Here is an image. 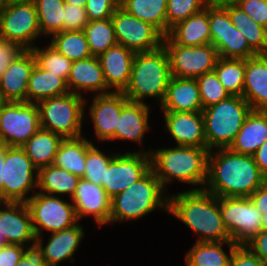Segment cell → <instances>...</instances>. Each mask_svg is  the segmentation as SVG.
<instances>
[{
    "label": "cell",
    "mask_w": 267,
    "mask_h": 266,
    "mask_svg": "<svg viewBox=\"0 0 267 266\" xmlns=\"http://www.w3.org/2000/svg\"><path fill=\"white\" fill-rule=\"evenodd\" d=\"M42 37L49 39L63 31L64 0H35Z\"/></svg>",
    "instance_id": "74e56055"
},
{
    "label": "cell",
    "mask_w": 267,
    "mask_h": 266,
    "mask_svg": "<svg viewBox=\"0 0 267 266\" xmlns=\"http://www.w3.org/2000/svg\"><path fill=\"white\" fill-rule=\"evenodd\" d=\"M40 128L37 103L8 101L0 109V145L22 147Z\"/></svg>",
    "instance_id": "8fae6325"
},
{
    "label": "cell",
    "mask_w": 267,
    "mask_h": 266,
    "mask_svg": "<svg viewBox=\"0 0 267 266\" xmlns=\"http://www.w3.org/2000/svg\"><path fill=\"white\" fill-rule=\"evenodd\" d=\"M253 157L260 172L267 179V140L257 149Z\"/></svg>",
    "instance_id": "db71d44e"
},
{
    "label": "cell",
    "mask_w": 267,
    "mask_h": 266,
    "mask_svg": "<svg viewBox=\"0 0 267 266\" xmlns=\"http://www.w3.org/2000/svg\"><path fill=\"white\" fill-rule=\"evenodd\" d=\"M80 177L55 165L38 170L37 192L58 196L68 195L70 199L76 191Z\"/></svg>",
    "instance_id": "d6a6232c"
},
{
    "label": "cell",
    "mask_w": 267,
    "mask_h": 266,
    "mask_svg": "<svg viewBox=\"0 0 267 266\" xmlns=\"http://www.w3.org/2000/svg\"><path fill=\"white\" fill-rule=\"evenodd\" d=\"M135 53L116 44L98 56L105 81L111 92H124L132 71Z\"/></svg>",
    "instance_id": "603a6c76"
},
{
    "label": "cell",
    "mask_w": 267,
    "mask_h": 266,
    "mask_svg": "<svg viewBox=\"0 0 267 266\" xmlns=\"http://www.w3.org/2000/svg\"><path fill=\"white\" fill-rule=\"evenodd\" d=\"M36 45L32 51L35 55L37 64L44 70L61 77L67 82L70 73L72 61L62 55L54 46L49 42L46 47L39 48Z\"/></svg>",
    "instance_id": "60d3db41"
},
{
    "label": "cell",
    "mask_w": 267,
    "mask_h": 266,
    "mask_svg": "<svg viewBox=\"0 0 267 266\" xmlns=\"http://www.w3.org/2000/svg\"><path fill=\"white\" fill-rule=\"evenodd\" d=\"M266 181L253 156L238 154L229 148L209 152L204 189L213 195L250 197Z\"/></svg>",
    "instance_id": "6da1fadb"
},
{
    "label": "cell",
    "mask_w": 267,
    "mask_h": 266,
    "mask_svg": "<svg viewBox=\"0 0 267 266\" xmlns=\"http://www.w3.org/2000/svg\"><path fill=\"white\" fill-rule=\"evenodd\" d=\"M250 199L258 210H267V181L250 196Z\"/></svg>",
    "instance_id": "11a10c76"
},
{
    "label": "cell",
    "mask_w": 267,
    "mask_h": 266,
    "mask_svg": "<svg viewBox=\"0 0 267 266\" xmlns=\"http://www.w3.org/2000/svg\"><path fill=\"white\" fill-rule=\"evenodd\" d=\"M6 245H8L7 241H6L5 237L3 236V234L0 231V247L6 246Z\"/></svg>",
    "instance_id": "6125c7cd"
},
{
    "label": "cell",
    "mask_w": 267,
    "mask_h": 266,
    "mask_svg": "<svg viewBox=\"0 0 267 266\" xmlns=\"http://www.w3.org/2000/svg\"><path fill=\"white\" fill-rule=\"evenodd\" d=\"M8 101L4 98L2 90L0 88V109L7 103Z\"/></svg>",
    "instance_id": "94428289"
},
{
    "label": "cell",
    "mask_w": 267,
    "mask_h": 266,
    "mask_svg": "<svg viewBox=\"0 0 267 266\" xmlns=\"http://www.w3.org/2000/svg\"><path fill=\"white\" fill-rule=\"evenodd\" d=\"M159 108L172 112L203 111L196 79L171 77L166 96Z\"/></svg>",
    "instance_id": "4316f807"
},
{
    "label": "cell",
    "mask_w": 267,
    "mask_h": 266,
    "mask_svg": "<svg viewBox=\"0 0 267 266\" xmlns=\"http://www.w3.org/2000/svg\"><path fill=\"white\" fill-rule=\"evenodd\" d=\"M65 3L86 7L87 0H64Z\"/></svg>",
    "instance_id": "680465c9"
},
{
    "label": "cell",
    "mask_w": 267,
    "mask_h": 266,
    "mask_svg": "<svg viewBox=\"0 0 267 266\" xmlns=\"http://www.w3.org/2000/svg\"><path fill=\"white\" fill-rule=\"evenodd\" d=\"M120 0H87L86 12L89 21L111 18L119 7Z\"/></svg>",
    "instance_id": "bcb514c9"
},
{
    "label": "cell",
    "mask_w": 267,
    "mask_h": 266,
    "mask_svg": "<svg viewBox=\"0 0 267 266\" xmlns=\"http://www.w3.org/2000/svg\"><path fill=\"white\" fill-rule=\"evenodd\" d=\"M231 23L246 38L249 46L257 54H267V29L255 22L237 5L228 6Z\"/></svg>",
    "instance_id": "d590c367"
},
{
    "label": "cell",
    "mask_w": 267,
    "mask_h": 266,
    "mask_svg": "<svg viewBox=\"0 0 267 266\" xmlns=\"http://www.w3.org/2000/svg\"><path fill=\"white\" fill-rule=\"evenodd\" d=\"M42 38L34 2L11 0L0 10V37L32 50Z\"/></svg>",
    "instance_id": "9c48e42d"
},
{
    "label": "cell",
    "mask_w": 267,
    "mask_h": 266,
    "mask_svg": "<svg viewBox=\"0 0 267 266\" xmlns=\"http://www.w3.org/2000/svg\"><path fill=\"white\" fill-rule=\"evenodd\" d=\"M150 154V169L160 180L164 190L168 191L170 182H181L193 186L191 190L204 189L207 180L208 155L207 147L172 146L160 149L143 148ZM195 186V187H194Z\"/></svg>",
    "instance_id": "3957f363"
},
{
    "label": "cell",
    "mask_w": 267,
    "mask_h": 266,
    "mask_svg": "<svg viewBox=\"0 0 267 266\" xmlns=\"http://www.w3.org/2000/svg\"><path fill=\"white\" fill-rule=\"evenodd\" d=\"M24 246L8 244L0 247V266H16L23 256Z\"/></svg>",
    "instance_id": "816d5d0a"
},
{
    "label": "cell",
    "mask_w": 267,
    "mask_h": 266,
    "mask_svg": "<svg viewBox=\"0 0 267 266\" xmlns=\"http://www.w3.org/2000/svg\"><path fill=\"white\" fill-rule=\"evenodd\" d=\"M243 0H210L208 3L216 7H228L238 5Z\"/></svg>",
    "instance_id": "9f6ffc18"
},
{
    "label": "cell",
    "mask_w": 267,
    "mask_h": 266,
    "mask_svg": "<svg viewBox=\"0 0 267 266\" xmlns=\"http://www.w3.org/2000/svg\"><path fill=\"white\" fill-rule=\"evenodd\" d=\"M5 145H0V201L2 202V184H3V167H4V161H5Z\"/></svg>",
    "instance_id": "6f0895ef"
},
{
    "label": "cell",
    "mask_w": 267,
    "mask_h": 266,
    "mask_svg": "<svg viewBox=\"0 0 267 266\" xmlns=\"http://www.w3.org/2000/svg\"><path fill=\"white\" fill-rule=\"evenodd\" d=\"M211 44L219 57L247 59L258 55L248 44L244 35L231 23L227 7L208 3Z\"/></svg>",
    "instance_id": "4fadbf2b"
},
{
    "label": "cell",
    "mask_w": 267,
    "mask_h": 266,
    "mask_svg": "<svg viewBox=\"0 0 267 266\" xmlns=\"http://www.w3.org/2000/svg\"><path fill=\"white\" fill-rule=\"evenodd\" d=\"M24 50L18 43L0 37V78L7 67Z\"/></svg>",
    "instance_id": "c3c4849f"
},
{
    "label": "cell",
    "mask_w": 267,
    "mask_h": 266,
    "mask_svg": "<svg viewBox=\"0 0 267 266\" xmlns=\"http://www.w3.org/2000/svg\"><path fill=\"white\" fill-rule=\"evenodd\" d=\"M86 97L67 93L47 98L37 103L41 128L49 130L65 138L83 136V122L88 114ZM85 117V118H84Z\"/></svg>",
    "instance_id": "52a82bcc"
},
{
    "label": "cell",
    "mask_w": 267,
    "mask_h": 266,
    "mask_svg": "<svg viewBox=\"0 0 267 266\" xmlns=\"http://www.w3.org/2000/svg\"><path fill=\"white\" fill-rule=\"evenodd\" d=\"M169 194L150 169L137 182L111 199L109 225L138 221L157 209L168 213Z\"/></svg>",
    "instance_id": "277c9868"
},
{
    "label": "cell",
    "mask_w": 267,
    "mask_h": 266,
    "mask_svg": "<svg viewBox=\"0 0 267 266\" xmlns=\"http://www.w3.org/2000/svg\"><path fill=\"white\" fill-rule=\"evenodd\" d=\"M251 110L250 104L241 96H230L204 108L207 148L210 151L229 148Z\"/></svg>",
    "instance_id": "8992f818"
},
{
    "label": "cell",
    "mask_w": 267,
    "mask_h": 266,
    "mask_svg": "<svg viewBox=\"0 0 267 266\" xmlns=\"http://www.w3.org/2000/svg\"><path fill=\"white\" fill-rule=\"evenodd\" d=\"M69 201L62 197L36 192L26 202L36 237L43 236L44 231L50 233L61 231L79 222L75 207L71 199Z\"/></svg>",
    "instance_id": "30bf717a"
},
{
    "label": "cell",
    "mask_w": 267,
    "mask_h": 266,
    "mask_svg": "<svg viewBox=\"0 0 267 266\" xmlns=\"http://www.w3.org/2000/svg\"><path fill=\"white\" fill-rule=\"evenodd\" d=\"M50 39L49 43L72 62L92 56L84 31H62Z\"/></svg>",
    "instance_id": "f35d334b"
},
{
    "label": "cell",
    "mask_w": 267,
    "mask_h": 266,
    "mask_svg": "<svg viewBox=\"0 0 267 266\" xmlns=\"http://www.w3.org/2000/svg\"><path fill=\"white\" fill-rule=\"evenodd\" d=\"M207 4L206 0H167V34L171 27L191 15L201 12Z\"/></svg>",
    "instance_id": "ee69618b"
},
{
    "label": "cell",
    "mask_w": 267,
    "mask_h": 266,
    "mask_svg": "<svg viewBox=\"0 0 267 266\" xmlns=\"http://www.w3.org/2000/svg\"><path fill=\"white\" fill-rule=\"evenodd\" d=\"M230 266H266L265 263L253 254L245 245H238L230 259Z\"/></svg>",
    "instance_id": "681fc988"
},
{
    "label": "cell",
    "mask_w": 267,
    "mask_h": 266,
    "mask_svg": "<svg viewBox=\"0 0 267 266\" xmlns=\"http://www.w3.org/2000/svg\"><path fill=\"white\" fill-rule=\"evenodd\" d=\"M163 43H176L183 46H196L211 43L208 4L196 14L180 21L170 28Z\"/></svg>",
    "instance_id": "83f0119b"
},
{
    "label": "cell",
    "mask_w": 267,
    "mask_h": 266,
    "mask_svg": "<svg viewBox=\"0 0 267 266\" xmlns=\"http://www.w3.org/2000/svg\"><path fill=\"white\" fill-rule=\"evenodd\" d=\"M10 1L11 0H0V5L3 7L4 5H6Z\"/></svg>",
    "instance_id": "be15d7a7"
},
{
    "label": "cell",
    "mask_w": 267,
    "mask_h": 266,
    "mask_svg": "<svg viewBox=\"0 0 267 266\" xmlns=\"http://www.w3.org/2000/svg\"><path fill=\"white\" fill-rule=\"evenodd\" d=\"M150 170V154L144 151L117 152L110 161L102 187L112 199Z\"/></svg>",
    "instance_id": "2e32d148"
},
{
    "label": "cell",
    "mask_w": 267,
    "mask_h": 266,
    "mask_svg": "<svg viewBox=\"0 0 267 266\" xmlns=\"http://www.w3.org/2000/svg\"><path fill=\"white\" fill-rule=\"evenodd\" d=\"M237 6L267 29V0H243Z\"/></svg>",
    "instance_id": "7dc6e473"
},
{
    "label": "cell",
    "mask_w": 267,
    "mask_h": 266,
    "mask_svg": "<svg viewBox=\"0 0 267 266\" xmlns=\"http://www.w3.org/2000/svg\"><path fill=\"white\" fill-rule=\"evenodd\" d=\"M71 202L79 222L92 217L98 227L109 224L111 198L102 186L80 178Z\"/></svg>",
    "instance_id": "ac0fdd59"
},
{
    "label": "cell",
    "mask_w": 267,
    "mask_h": 266,
    "mask_svg": "<svg viewBox=\"0 0 267 266\" xmlns=\"http://www.w3.org/2000/svg\"><path fill=\"white\" fill-rule=\"evenodd\" d=\"M242 97L252 110L267 111V54L246 59Z\"/></svg>",
    "instance_id": "484cf974"
},
{
    "label": "cell",
    "mask_w": 267,
    "mask_h": 266,
    "mask_svg": "<svg viewBox=\"0 0 267 266\" xmlns=\"http://www.w3.org/2000/svg\"><path fill=\"white\" fill-rule=\"evenodd\" d=\"M16 266H47L37 243L24 246L23 256Z\"/></svg>",
    "instance_id": "f907efd6"
},
{
    "label": "cell",
    "mask_w": 267,
    "mask_h": 266,
    "mask_svg": "<svg viewBox=\"0 0 267 266\" xmlns=\"http://www.w3.org/2000/svg\"><path fill=\"white\" fill-rule=\"evenodd\" d=\"M32 50H24L0 78V88L7 101L26 102L28 81L36 65Z\"/></svg>",
    "instance_id": "d4e9b609"
},
{
    "label": "cell",
    "mask_w": 267,
    "mask_h": 266,
    "mask_svg": "<svg viewBox=\"0 0 267 266\" xmlns=\"http://www.w3.org/2000/svg\"><path fill=\"white\" fill-rule=\"evenodd\" d=\"M119 6L140 20L155 26L167 35V0H120Z\"/></svg>",
    "instance_id": "e575fe53"
},
{
    "label": "cell",
    "mask_w": 267,
    "mask_h": 266,
    "mask_svg": "<svg viewBox=\"0 0 267 266\" xmlns=\"http://www.w3.org/2000/svg\"><path fill=\"white\" fill-rule=\"evenodd\" d=\"M117 153L106 154L99 147L92 143L87 148L85 172L83 179L90 181L96 185L102 186V180L105 176V169H108L110 161Z\"/></svg>",
    "instance_id": "b9f144b4"
},
{
    "label": "cell",
    "mask_w": 267,
    "mask_h": 266,
    "mask_svg": "<svg viewBox=\"0 0 267 266\" xmlns=\"http://www.w3.org/2000/svg\"><path fill=\"white\" fill-rule=\"evenodd\" d=\"M0 231L7 244L26 247L36 243L32 217L26 203L0 201Z\"/></svg>",
    "instance_id": "d6986e66"
},
{
    "label": "cell",
    "mask_w": 267,
    "mask_h": 266,
    "mask_svg": "<svg viewBox=\"0 0 267 266\" xmlns=\"http://www.w3.org/2000/svg\"><path fill=\"white\" fill-rule=\"evenodd\" d=\"M262 214V229L267 230V210H259Z\"/></svg>",
    "instance_id": "91938a15"
},
{
    "label": "cell",
    "mask_w": 267,
    "mask_h": 266,
    "mask_svg": "<svg viewBox=\"0 0 267 266\" xmlns=\"http://www.w3.org/2000/svg\"><path fill=\"white\" fill-rule=\"evenodd\" d=\"M150 106L148 103L127 101L121 110L115 134L108 140L131 141L140 145L150 128ZM148 132V133H147Z\"/></svg>",
    "instance_id": "cb8c5ba5"
},
{
    "label": "cell",
    "mask_w": 267,
    "mask_h": 266,
    "mask_svg": "<svg viewBox=\"0 0 267 266\" xmlns=\"http://www.w3.org/2000/svg\"><path fill=\"white\" fill-rule=\"evenodd\" d=\"M166 49L172 77L196 79L214 71L219 58L217 49L211 44L183 46L176 43H163Z\"/></svg>",
    "instance_id": "9a60e30c"
},
{
    "label": "cell",
    "mask_w": 267,
    "mask_h": 266,
    "mask_svg": "<svg viewBox=\"0 0 267 266\" xmlns=\"http://www.w3.org/2000/svg\"><path fill=\"white\" fill-rule=\"evenodd\" d=\"M164 131L178 146L207 147L204 118L200 112L162 111Z\"/></svg>",
    "instance_id": "ffe728a7"
},
{
    "label": "cell",
    "mask_w": 267,
    "mask_h": 266,
    "mask_svg": "<svg viewBox=\"0 0 267 266\" xmlns=\"http://www.w3.org/2000/svg\"><path fill=\"white\" fill-rule=\"evenodd\" d=\"M111 19L117 44L135 54L153 51L163 45L164 35L155 26L134 17L120 6Z\"/></svg>",
    "instance_id": "5bb4252c"
},
{
    "label": "cell",
    "mask_w": 267,
    "mask_h": 266,
    "mask_svg": "<svg viewBox=\"0 0 267 266\" xmlns=\"http://www.w3.org/2000/svg\"><path fill=\"white\" fill-rule=\"evenodd\" d=\"M127 101L128 98L123 92L93 95L87 117H90L93 123L94 136L100 141L99 143L108 142L115 134L118 118Z\"/></svg>",
    "instance_id": "e0dca14e"
},
{
    "label": "cell",
    "mask_w": 267,
    "mask_h": 266,
    "mask_svg": "<svg viewBox=\"0 0 267 266\" xmlns=\"http://www.w3.org/2000/svg\"><path fill=\"white\" fill-rule=\"evenodd\" d=\"M84 136L63 139L53 165L83 178L87 148L93 143V140H88Z\"/></svg>",
    "instance_id": "836d02e7"
},
{
    "label": "cell",
    "mask_w": 267,
    "mask_h": 266,
    "mask_svg": "<svg viewBox=\"0 0 267 266\" xmlns=\"http://www.w3.org/2000/svg\"><path fill=\"white\" fill-rule=\"evenodd\" d=\"M85 235L83 225H73L67 229L49 233L48 242L44 244V236L36 237L47 266H58L65 260L75 262V252L79 249Z\"/></svg>",
    "instance_id": "44dd1931"
},
{
    "label": "cell",
    "mask_w": 267,
    "mask_h": 266,
    "mask_svg": "<svg viewBox=\"0 0 267 266\" xmlns=\"http://www.w3.org/2000/svg\"><path fill=\"white\" fill-rule=\"evenodd\" d=\"M83 31L92 56L98 57L107 49L117 44L111 18L89 21Z\"/></svg>",
    "instance_id": "ab89813d"
},
{
    "label": "cell",
    "mask_w": 267,
    "mask_h": 266,
    "mask_svg": "<svg viewBox=\"0 0 267 266\" xmlns=\"http://www.w3.org/2000/svg\"><path fill=\"white\" fill-rule=\"evenodd\" d=\"M171 77L169 56L163 45L136 53L130 81L123 93L132 102L145 103L148 98H156L161 105Z\"/></svg>",
    "instance_id": "5b68a950"
},
{
    "label": "cell",
    "mask_w": 267,
    "mask_h": 266,
    "mask_svg": "<svg viewBox=\"0 0 267 266\" xmlns=\"http://www.w3.org/2000/svg\"><path fill=\"white\" fill-rule=\"evenodd\" d=\"M67 93L69 89L64 79L44 70L36 63L28 81L26 102L38 103Z\"/></svg>",
    "instance_id": "4dcf8cb0"
},
{
    "label": "cell",
    "mask_w": 267,
    "mask_h": 266,
    "mask_svg": "<svg viewBox=\"0 0 267 266\" xmlns=\"http://www.w3.org/2000/svg\"><path fill=\"white\" fill-rule=\"evenodd\" d=\"M17 1H27V2H34L35 0H17Z\"/></svg>",
    "instance_id": "e7e4bbea"
},
{
    "label": "cell",
    "mask_w": 267,
    "mask_h": 266,
    "mask_svg": "<svg viewBox=\"0 0 267 266\" xmlns=\"http://www.w3.org/2000/svg\"><path fill=\"white\" fill-rule=\"evenodd\" d=\"M245 246L267 266V230H261Z\"/></svg>",
    "instance_id": "f5cc1de1"
},
{
    "label": "cell",
    "mask_w": 267,
    "mask_h": 266,
    "mask_svg": "<svg viewBox=\"0 0 267 266\" xmlns=\"http://www.w3.org/2000/svg\"><path fill=\"white\" fill-rule=\"evenodd\" d=\"M37 177L38 170L24 149L6 146L2 174V202L26 203L37 192Z\"/></svg>",
    "instance_id": "ba28073f"
},
{
    "label": "cell",
    "mask_w": 267,
    "mask_h": 266,
    "mask_svg": "<svg viewBox=\"0 0 267 266\" xmlns=\"http://www.w3.org/2000/svg\"><path fill=\"white\" fill-rule=\"evenodd\" d=\"M223 224L231 240L245 245L262 230V214L250 197L219 198Z\"/></svg>",
    "instance_id": "7c38bea8"
},
{
    "label": "cell",
    "mask_w": 267,
    "mask_h": 266,
    "mask_svg": "<svg viewBox=\"0 0 267 266\" xmlns=\"http://www.w3.org/2000/svg\"><path fill=\"white\" fill-rule=\"evenodd\" d=\"M266 140L267 111L251 110L229 149L238 154L253 156Z\"/></svg>",
    "instance_id": "f1b7e54d"
},
{
    "label": "cell",
    "mask_w": 267,
    "mask_h": 266,
    "mask_svg": "<svg viewBox=\"0 0 267 266\" xmlns=\"http://www.w3.org/2000/svg\"><path fill=\"white\" fill-rule=\"evenodd\" d=\"M88 23L85 7L65 3L63 31H83Z\"/></svg>",
    "instance_id": "f6af8a7d"
},
{
    "label": "cell",
    "mask_w": 267,
    "mask_h": 266,
    "mask_svg": "<svg viewBox=\"0 0 267 266\" xmlns=\"http://www.w3.org/2000/svg\"><path fill=\"white\" fill-rule=\"evenodd\" d=\"M246 59L219 57L214 71L231 96H243Z\"/></svg>",
    "instance_id": "8d00e7d4"
},
{
    "label": "cell",
    "mask_w": 267,
    "mask_h": 266,
    "mask_svg": "<svg viewBox=\"0 0 267 266\" xmlns=\"http://www.w3.org/2000/svg\"><path fill=\"white\" fill-rule=\"evenodd\" d=\"M168 214L197 235L195 242L232 241L221 218L219 197L205 189L170 193Z\"/></svg>",
    "instance_id": "7a4b0ae2"
},
{
    "label": "cell",
    "mask_w": 267,
    "mask_h": 266,
    "mask_svg": "<svg viewBox=\"0 0 267 266\" xmlns=\"http://www.w3.org/2000/svg\"><path fill=\"white\" fill-rule=\"evenodd\" d=\"M196 81L199 86L203 109L231 96L221 84L215 71L198 76Z\"/></svg>",
    "instance_id": "7bdbcfd3"
},
{
    "label": "cell",
    "mask_w": 267,
    "mask_h": 266,
    "mask_svg": "<svg viewBox=\"0 0 267 266\" xmlns=\"http://www.w3.org/2000/svg\"><path fill=\"white\" fill-rule=\"evenodd\" d=\"M67 86L70 93L81 96L88 92L93 95L111 93L97 56L73 61L67 78Z\"/></svg>",
    "instance_id": "7402d4cb"
},
{
    "label": "cell",
    "mask_w": 267,
    "mask_h": 266,
    "mask_svg": "<svg viewBox=\"0 0 267 266\" xmlns=\"http://www.w3.org/2000/svg\"><path fill=\"white\" fill-rule=\"evenodd\" d=\"M224 245L228 252L224 251ZM237 246L233 241L195 242L185 254V266H230L231 255Z\"/></svg>",
    "instance_id": "f546056e"
},
{
    "label": "cell",
    "mask_w": 267,
    "mask_h": 266,
    "mask_svg": "<svg viewBox=\"0 0 267 266\" xmlns=\"http://www.w3.org/2000/svg\"><path fill=\"white\" fill-rule=\"evenodd\" d=\"M63 139L58 134L40 128L29 138L22 148L30 158L33 166L39 170L43 167L53 165L56 152Z\"/></svg>",
    "instance_id": "1f68e13d"
}]
</instances>
